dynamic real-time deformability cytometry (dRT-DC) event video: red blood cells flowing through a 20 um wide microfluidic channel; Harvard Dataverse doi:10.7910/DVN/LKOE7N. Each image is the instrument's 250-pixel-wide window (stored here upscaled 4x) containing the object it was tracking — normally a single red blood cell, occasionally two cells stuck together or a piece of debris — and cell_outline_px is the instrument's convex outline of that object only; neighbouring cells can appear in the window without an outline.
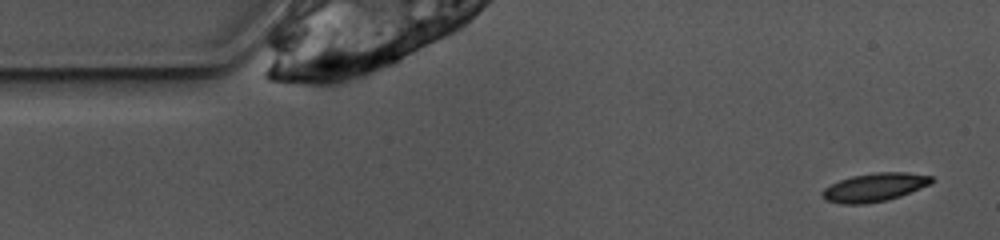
{"species": "common noctule bat (a hibernating species)", "species_latin": "Nyctalus noctula", "temperature_condition": "warm", "stored_images_in_passage": 4, "camera_frame_rate_fps": 3000, "um_per_image_px": 0.085, "animal": {"sex": "female", "body_mass_g": 10.0, "forearm_length_mm": 53.1}, "frame": {"image": 1, "passage_image": 1, "time_ms": 0.0, "image_size_px": [1000, 240], "cell_outline_px": [[936, 180], [932, 184], [900, 196], [888, 200], [864, 204], [840, 204], [828, 200], [820, 192], [824, 188], [840, 180], [852, 176], [876, 172], [908, 172], [932, 176]], "centroid_in_image_um": [74.39, 15.91], "position_along_channel_um": 10.6, "area_um2": 18.15}}